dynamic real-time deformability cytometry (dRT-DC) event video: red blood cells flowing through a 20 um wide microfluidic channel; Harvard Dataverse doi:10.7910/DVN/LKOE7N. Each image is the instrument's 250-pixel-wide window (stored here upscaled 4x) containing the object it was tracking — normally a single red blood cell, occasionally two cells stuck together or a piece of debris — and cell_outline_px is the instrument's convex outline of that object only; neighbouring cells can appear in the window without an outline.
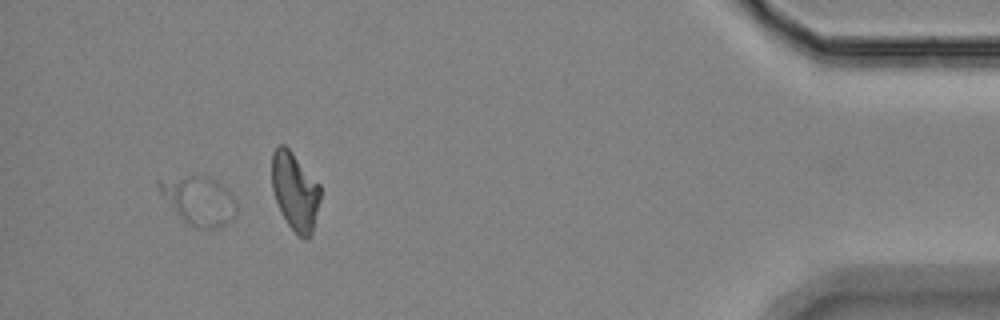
{"species": "Egyptian fruit bat (a non-hibernating species)", "species_latin": "Rousettus aegyptiacus", "temperature_condition": "room temperature", "stored_images_in_passage": 43, "segment_of_instrument_passage": [3, 3], "camera_frame_rate_fps": 3000, "um_per_image_px": 0.085, "animal": {"sex": "female"}, "frame": {"image": 1, "passage_image": 39, "time_ms": 12.667, "image_size_px": [1000, 320], "cell_outline_px": [[236, 216], [232, 220], [216, 228], [196, 228], [188, 224], [180, 216], [160, 192], [156, 184], [156, 180], [192, 176], [204, 176], [216, 180], [236, 200]], "centroid_in_image_um": [16.93, 17.06], "position_along_channel_um": 418.3, "area_um2": 21.39}}